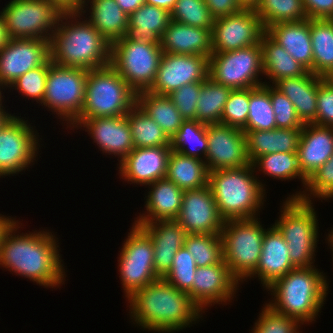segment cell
<instances>
[{"label": "cell", "mask_w": 333, "mask_h": 333, "mask_svg": "<svg viewBox=\"0 0 333 333\" xmlns=\"http://www.w3.org/2000/svg\"><path fill=\"white\" fill-rule=\"evenodd\" d=\"M20 224L19 220H15L3 235L0 266L44 288H59L65 281L66 272L58 249V238L49 230L17 234Z\"/></svg>", "instance_id": "obj_1"}, {"label": "cell", "mask_w": 333, "mask_h": 333, "mask_svg": "<svg viewBox=\"0 0 333 333\" xmlns=\"http://www.w3.org/2000/svg\"><path fill=\"white\" fill-rule=\"evenodd\" d=\"M127 301L131 322L145 331L174 333L192 326L203 315L188 292L179 291L164 278L134 292Z\"/></svg>", "instance_id": "obj_2"}, {"label": "cell", "mask_w": 333, "mask_h": 333, "mask_svg": "<svg viewBox=\"0 0 333 333\" xmlns=\"http://www.w3.org/2000/svg\"><path fill=\"white\" fill-rule=\"evenodd\" d=\"M82 16L80 11L61 16L50 39L51 62L86 70L105 67L110 64L111 45Z\"/></svg>", "instance_id": "obj_3"}, {"label": "cell", "mask_w": 333, "mask_h": 333, "mask_svg": "<svg viewBox=\"0 0 333 333\" xmlns=\"http://www.w3.org/2000/svg\"><path fill=\"white\" fill-rule=\"evenodd\" d=\"M328 284L315 266L294 268L267 288L274 300L266 304L305 325L316 321L328 295Z\"/></svg>", "instance_id": "obj_4"}, {"label": "cell", "mask_w": 333, "mask_h": 333, "mask_svg": "<svg viewBox=\"0 0 333 333\" xmlns=\"http://www.w3.org/2000/svg\"><path fill=\"white\" fill-rule=\"evenodd\" d=\"M255 172L252 164L209 172L208 185L224 221L258 217L266 190Z\"/></svg>", "instance_id": "obj_5"}, {"label": "cell", "mask_w": 333, "mask_h": 333, "mask_svg": "<svg viewBox=\"0 0 333 333\" xmlns=\"http://www.w3.org/2000/svg\"><path fill=\"white\" fill-rule=\"evenodd\" d=\"M137 104V93L109 64L88 70L83 108L80 116L70 125L83 119L124 116Z\"/></svg>", "instance_id": "obj_6"}, {"label": "cell", "mask_w": 333, "mask_h": 333, "mask_svg": "<svg viewBox=\"0 0 333 333\" xmlns=\"http://www.w3.org/2000/svg\"><path fill=\"white\" fill-rule=\"evenodd\" d=\"M312 202L287 198L273 224L287 242L289 257L295 268L315 266L318 220Z\"/></svg>", "instance_id": "obj_7"}, {"label": "cell", "mask_w": 333, "mask_h": 333, "mask_svg": "<svg viewBox=\"0 0 333 333\" xmlns=\"http://www.w3.org/2000/svg\"><path fill=\"white\" fill-rule=\"evenodd\" d=\"M258 219L224 221L221 231L224 263L241 284L256 270L262 251L267 229Z\"/></svg>", "instance_id": "obj_8"}, {"label": "cell", "mask_w": 333, "mask_h": 333, "mask_svg": "<svg viewBox=\"0 0 333 333\" xmlns=\"http://www.w3.org/2000/svg\"><path fill=\"white\" fill-rule=\"evenodd\" d=\"M162 54L160 43L134 42L124 36L111 44L110 65L140 93L154 83Z\"/></svg>", "instance_id": "obj_9"}, {"label": "cell", "mask_w": 333, "mask_h": 333, "mask_svg": "<svg viewBox=\"0 0 333 333\" xmlns=\"http://www.w3.org/2000/svg\"><path fill=\"white\" fill-rule=\"evenodd\" d=\"M0 12L11 39L48 41L64 14L48 0H11Z\"/></svg>", "instance_id": "obj_10"}, {"label": "cell", "mask_w": 333, "mask_h": 333, "mask_svg": "<svg viewBox=\"0 0 333 333\" xmlns=\"http://www.w3.org/2000/svg\"><path fill=\"white\" fill-rule=\"evenodd\" d=\"M88 70L51 62L41 105L71 125L81 113ZM69 123V124H68Z\"/></svg>", "instance_id": "obj_11"}, {"label": "cell", "mask_w": 333, "mask_h": 333, "mask_svg": "<svg viewBox=\"0 0 333 333\" xmlns=\"http://www.w3.org/2000/svg\"><path fill=\"white\" fill-rule=\"evenodd\" d=\"M260 75L263 77L260 42L234 51L212 53L209 58L208 77L232 90L263 86Z\"/></svg>", "instance_id": "obj_12"}, {"label": "cell", "mask_w": 333, "mask_h": 333, "mask_svg": "<svg viewBox=\"0 0 333 333\" xmlns=\"http://www.w3.org/2000/svg\"><path fill=\"white\" fill-rule=\"evenodd\" d=\"M129 230L118 257L119 277L126 298L159 278L154 269L150 236L134 223Z\"/></svg>", "instance_id": "obj_13"}, {"label": "cell", "mask_w": 333, "mask_h": 333, "mask_svg": "<svg viewBox=\"0 0 333 333\" xmlns=\"http://www.w3.org/2000/svg\"><path fill=\"white\" fill-rule=\"evenodd\" d=\"M27 121L13 114L0 128V177L26 171L37 161L39 133Z\"/></svg>", "instance_id": "obj_14"}, {"label": "cell", "mask_w": 333, "mask_h": 333, "mask_svg": "<svg viewBox=\"0 0 333 333\" xmlns=\"http://www.w3.org/2000/svg\"><path fill=\"white\" fill-rule=\"evenodd\" d=\"M266 32L252 9L214 19L212 53H223L258 44Z\"/></svg>", "instance_id": "obj_15"}, {"label": "cell", "mask_w": 333, "mask_h": 333, "mask_svg": "<svg viewBox=\"0 0 333 333\" xmlns=\"http://www.w3.org/2000/svg\"><path fill=\"white\" fill-rule=\"evenodd\" d=\"M208 72L209 58L204 55L163 53L154 83L148 91L169 95L185 84L204 82Z\"/></svg>", "instance_id": "obj_16"}, {"label": "cell", "mask_w": 333, "mask_h": 333, "mask_svg": "<svg viewBox=\"0 0 333 333\" xmlns=\"http://www.w3.org/2000/svg\"><path fill=\"white\" fill-rule=\"evenodd\" d=\"M206 134L208 151L205 164L209 172L251 164L242 129L220 123L208 124Z\"/></svg>", "instance_id": "obj_17"}, {"label": "cell", "mask_w": 333, "mask_h": 333, "mask_svg": "<svg viewBox=\"0 0 333 333\" xmlns=\"http://www.w3.org/2000/svg\"><path fill=\"white\" fill-rule=\"evenodd\" d=\"M50 59V41L14 38L0 50V84L8 87L21 75Z\"/></svg>", "instance_id": "obj_18"}, {"label": "cell", "mask_w": 333, "mask_h": 333, "mask_svg": "<svg viewBox=\"0 0 333 333\" xmlns=\"http://www.w3.org/2000/svg\"><path fill=\"white\" fill-rule=\"evenodd\" d=\"M239 284L223 260L219 264L197 267L192 289L188 293L204 313L212 305L232 302Z\"/></svg>", "instance_id": "obj_19"}, {"label": "cell", "mask_w": 333, "mask_h": 333, "mask_svg": "<svg viewBox=\"0 0 333 333\" xmlns=\"http://www.w3.org/2000/svg\"><path fill=\"white\" fill-rule=\"evenodd\" d=\"M176 221L187 234H221L224 220L209 185L184 191Z\"/></svg>", "instance_id": "obj_20"}, {"label": "cell", "mask_w": 333, "mask_h": 333, "mask_svg": "<svg viewBox=\"0 0 333 333\" xmlns=\"http://www.w3.org/2000/svg\"><path fill=\"white\" fill-rule=\"evenodd\" d=\"M79 127V128H78ZM83 127L102 153L114 155L121 162L133 149L134 143L127 114L116 117L83 119L77 129Z\"/></svg>", "instance_id": "obj_21"}, {"label": "cell", "mask_w": 333, "mask_h": 333, "mask_svg": "<svg viewBox=\"0 0 333 333\" xmlns=\"http://www.w3.org/2000/svg\"><path fill=\"white\" fill-rule=\"evenodd\" d=\"M171 147L134 148L121 162L119 175L130 184L147 186L165 178Z\"/></svg>", "instance_id": "obj_22"}, {"label": "cell", "mask_w": 333, "mask_h": 333, "mask_svg": "<svg viewBox=\"0 0 333 333\" xmlns=\"http://www.w3.org/2000/svg\"><path fill=\"white\" fill-rule=\"evenodd\" d=\"M139 225L153 242L154 269L159 278L171 270L174 256L184 246L187 233L176 220L155 221Z\"/></svg>", "instance_id": "obj_23"}, {"label": "cell", "mask_w": 333, "mask_h": 333, "mask_svg": "<svg viewBox=\"0 0 333 333\" xmlns=\"http://www.w3.org/2000/svg\"><path fill=\"white\" fill-rule=\"evenodd\" d=\"M294 268L289 257L287 242L278 229L272 225L267 228L263 236L262 251L257 268L247 279L258 276L266 290Z\"/></svg>", "instance_id": "obj_24"}, {"label": "cell", "mask_w": 333, "mask_h": 333, "mask_svg": "<svg viewBox=\"0 0 333 333\" xmlns=\"http://www.w3.org/2000/svg\"><path fill=\"white\" fill-rule=\"evenodd\" d=\"M333 155V127L313 123L303 125L298 148V163L308 179Z\"/></svg>", "instance_id": "obj_25"}, {"label": "cell", "mask_w": 333, "mask_h": 333, "mask_svg": "<svg viewBox=\"0 0 333 333\" xmlns=\"http://www.w3.org/2000/svg\"><path fill=\"white\" fill-rule=\"evenodd\" d=\"M148 189L150 191L145 196L146 211L135 218L137 220L133 223L176 220L180 213L184 190L166 178L149 184Z\"/></svg>", "instance_id": "obj_26"}, {"label": "cell", "mask_w": 333, "mask_h": 333, "mask_svg": "<svg viewBox=\"0 0 333 333\" xmlns=\"http://www.w3.org/2000/svg\"><path fill=\"white\" fill-rule=\"evenodd\" d=\"M163 53L183 55L212 54V29H203L171 20L160 38Z\"/></svg>", "instance_id": "obj_27"}, {"label": "cell", "mask_w": 333, "mask_h": 333, "mask_svg": "<svg viewBox=\"0 0 333 333\" xmlns=\"http://www.w3.org/2000/svg\"><path fill=\"white\" fill-rule=\"evenodd\" d=\"M266 33L296 61L313 73V50L309 18L299 22L273 24L266 29Z\"/></svg>", "instance_id": "obj_28"}, {"label": "cell", "mask_w": 333, "mask_h": 333, "mask_svg": "<svg viewBox=\"0 0 333 333\" xmlns=\"http://www.w3.org/2000/svg\"><path fill=\"white\" fill-rule=\"evenodd\" d=\"M319 77L308 71L303 76L279 79L273 84L293 103L296 114L303 124L316 121Z\"/></svg>", "instance_id": "obj_29"}, {"label": "cell", "mask_w": 333, "mask_h": 333, "mask_svg": "<svg viewBox=\"0 0 333 333\" xmlns=\"http://www.w3.org/2000/svg\"><path fill=\"white\" fill-rule=\"evenodd\" d=\"M89 2L91 6H88ZM87 6L90 7V16L85 19H88L110 45L125 36L129 15L121 9L115 0H83V6L80 10L83 15L88 12L85 9Z\"/></svg>", "instance_id": "obj_30"}, {"label": "cell", "mask_w": 333, "mask_h": 333, "mask_svg": "<svg viewBox=\"0 0 333 333\" xmlns=\"http://www.w3.org/2000/svg\"><path fill=\"white\" fill-rule=\"evenodd\" d=\"M302 128H275L267 131H243L247 154L252 164L258 157L272 153H297Z\"/></svg>", "instance_id": "obj_31"}, {"label": "cell", "mask_w": 333, "mask_h": 333, "mask_svg": "<svg viewBox=\"0 0 333 333\" xmlns=\"http://www.w3.org/2000/svg\"><path fill=\"white\" fill-rule=\"evenodd\" d=\"M170 22V12L144 3L129 15L125 37L134 42L160 43Z\"/></svg>", "instance_id": "obj_32"}, {"label": "cell", "mask_w": 333, "mask_h": 333, "mask_svg": "<svg viewBox=\"0 0 333 333\" xmlns=\"http://www.w3.org/2000/svg\"><path fill=\"white\" fill-rule=\"evenodd\" d=\"M260 45L263 74L266 79H270L272 85L279 79L300 77L309 71L266 32L261 37Z\"/></svg>", "instance_id": "obj_33"}, {"label": "cell", "mask_w": 333, "mask_h": 333, "mask_svg": "<svg viewBox=\"0 0 333 333\" xmlns=\"http://www.w3.org/2000/svg\"><path fill=\"white\" fill-rule=\"evenodd\" d=\"M209 171L204 160L171 150L165 178L182 190L199 189L208 185Z\"/></svg>", "instance_id": "obj_34"}, {"label": "cell", "mask_w": 333, "mask_h": 333, "mask_svg": "<svg viewBox=\"0 0 333 333\" xmlns=\"http://www.w3.org/2000/svg\"><path fill=\"white\" fill-rule=\"evenodd\" d=\"M313 74L333 78V19H310Z\"/></svg>", "instance_id": "obj_35"}, {"label": "cell", "mask_w": 333, "mask_h": 333, "mask_svg": "<svg viewBox=\"0 0 333 333\" xmlns=\"http://www.w3.org/2000/svg\"><path fill=\"white\" fill-rule=\"evenodd\" d=\"M137 104L146 112L172 140L184 119L168 95L149 91L137 93Z\"/></svg>", "instance_id": "obj_36"}, {"label": "cell", "mask_w": 333, "mask_h": 333, "mask_svg": "<svg viewBox=\"0 0 333 333\" xmlns=\"http://www.w3.org/2000/svg\"><path fill=\"white\" fill-rule=\"evenodd\" d=\"M134 148L171 147L162 128L136 104L127 114Z\"/></svg>", "instance_id": "obj_37"}, {"label": "cell", "mask_w": 333, "mask_h": 333, "mask_svg": "<svg viewBox=\"0 0 333 333\" xmlns=\"http://www.w3.org/2000/svg\"><path fill=\"white\" fill-rule=\"evenodd\" d=\"M232 89L208 77L202 82L197 100L196 120L204 124H221L225 103Z\"/></svg>", "instance_id": "obj_38"}, {"label": "cell", "mask_w": 333, "mask_h": 333, "mask_svg": "<svg viewBox=\"0 0 333 333\" xmlns=\"http://www.w3.org/2000/svg\"><path fill=\"white\" fill-rule=\"evenodd\" d=\"M206 128L207 124L197 120H184L171 140L172 150L205 161L208 151Z\"/></svg>", "instance_id": "obj_39"}, {"label": "cell", "mask_w": 333, "mask_h": 333, "mask_svg": "<svg viewBox=\"0 0 333 333\" xmlns=\"http://www.w3.org/2000/svg\"><path fill=\"white\" fill-rule=\"evenodd\" d=\"M276 128L275 114L269 94V83L250 88L249 114L243 131H267Z\"/></svg>", "instance_id": "obj_40"}, {"label": "cell", "mask_w": 333, "mask_h": 333, "mask_svg": "<svg viewBox=\"0 0 333 333\" xmlns=\"http://www.w3.org/2000/svg\"><path fill=\"white\" fill-rule=\"evenodd\" d=\"M252 165L255 170L257 168L265 175L274 177V179L286 181L298 178L301 180L303 188H306L308 179L300 170L297 153L278 152L265 154L258 157Z\"/></svg>", "instance_id": "obj_41"}, {"label": "cell", "mask_w": 333, "mask_h": 333, "mask_svg": "<svg viewBox=\"0 0 333 333\" xmlns=\"http://www.w3.org/2000/svg\"><path fill=\"white\" fill-rule=\"evenodd\" d=\"M265 30L280 22H299L307 19L303 0H261L254 10Z\"/></svg>", "instance_id": "obj_42"}, {"label": "cell", "mask_w": 333, "mask_h": 333, "mask_svg": "<svg viewBox=\"0 0 333 333\" xmlns=\"http://www.w3.org/2000/svg\"><path fill=\"white\" fill-rule=\"evenodd\" d=\"M184 246L193 256L197 267L223 261L221 234H187Z\"/></svg>", "instance_id": "obj_43"}, {"label": "cell", "mask_w": 333, "mask_h": 333, "mask_svg": "<svg viewBox=\"0 0 333 333\" xmlns=\"http://www.w3.org/2000/svg\"><path fill=\"white\" fill-rule=\"evenodd\" d=\"M171 20L193 27L212 29L214 18L204 0H177Z\"/></svg>", "instance_id": "obj_44"}, {"label": "cell", "mask_w": 333, "mask_h": 333, "mask_svg": "<svg viewBox=\"0 0 333 333\" xmlns=\"http://www.w3.org/2000/svg\"><path fill=\"white\" fill-rule=\"evenodd\" d=\"M305 190L296 191L287 198H299L302 201L312 202V198L319 200L333 199V155L307 180ZM310 192V193H309ZM313 196V197H312Z\"/></svg>", "instance_id": "obj_45"}, {"label": "cell", "mask_w": 333, "mask_h": 333, "mask_svg": "<svg viewBox=\"0 0 333 333\" xmlns=\"http://www.w3.org/2000/svg\"><path fill=\"white\" fill-rule=\"evenodd\" d=\"M196 263L185 246L181 247L174 256L171 270L164 277L172 286L179 291L189 292L192 289L196 272Z\"/></svg>", "instance_id": "obj_46"}, {"label": "cell", "mask_w": 333, "mask_h": 333, "mask_svg": "<svg viewBox=\"0 0 333 333\" xmlns=\"http://www.w3.org/2000/svg\"><path fill=\"white\" fill-rule=\"evenodd\" d=\"M49 67L50 59L44 65L31 69L19 76L8 89L18 90L22 96L30 100H36L37 103L41 104L44 99Z\"/></svg>", "instance_id": "obj_47"}, {"label": "cell", "mask_w": 333, "mask_h": 333, "mask_svg": "<svg viewBox=\"0 0 333 333\" xmlns=\"http://www.w3.org/2000/svg\"><path fill=\"white\" fill-rule=\"evenodd\" d=\"M250 88L232 90L225 103L221 124L244 129L249 114Z\"/></svg>", "instance_id": "obj_48"}, {"label": "cell", "mask_w": 333, "mask_h": 333, "mask_svg": "<svg viewBox=\"0 0 333 333\" xmlns=\"http://www.w3.org/2000/svg\"><path fill=\"white\" fill-rule=\"evenodd\" d=\"M251 333H300L301 323L296 319L277 313L265 304Z\"/></svg>", "instance_id": "obj_49"}, {"label": "cell", "mask_w": 333, "mask_h": 333, "mask_svg": "<svg viewBox=\"0 0 333 333\" xmlns=\"http://www.w3.org/2000/svg\"><path fill=\"white\" fill-rule=\"evenodd\" d=\"M269 94L275 114L276 128L295 129L303 128V123L298 118L293 103L288 97L269 84Z\"/></svg>", "instance_id": "obj_50"}, {"label": "cell", "mask_w": 333, "mask_h": 333, "mask_svg": "<svg viewBox=\"0 0 333 333\" xmlns=\"http://www.w3.org/2000/svg\"><path fill=\"white\" fill-rule=\"evenodd\" d=\"M202 89V82L181 86L168 96L184 120H196L197 100Z\"/></svg>", "instance_id": "obj_51"}, {"label": "cell", "mask_w": 333, "mask_h": 333, "mask_svg": "<svg viewBox=\"0 0 333 333\" xmlns=\"http://www.w3.org/2000/svg\"><path fill=\"white\" fill-rule=\"evenodd\" d=\"M316 104L317 115L313 124L333 127V78L319 77Z\"/></svg>", "instance_id": "obj_52"}, {"label": "cell", "mask_w": 333, "mask_h": 333, "mask_svg": "<svg viewBox=\"0 0 333 333\" xmlns=\"http://www.w3.org/2000/svg\"><path fill=\"white\" fill-rule=\"evenodd\" d=\"M309 19H333V0H303Z\"/></svg>", "instance_id": "obj_53"}, {"label": "cell", "mask_w": 333, "mask_h": 333, "mask_svg": "<svg viewBox=\"0 0 333 333\" xmlns=\"http://www.w3.org/2000/svg\"><path fill=\"white\" fill-rule=\"evenodd\" d=\"M211 16L216 19L242 10L237 0H204Z\"/></svg>", "instance_id": "obj_54"}, {"label": "cell", "mask_w": 333, "mask_h": 333, "mask_svg": "<svg viewBox=\"0 0 333 333\" xmlns=\"http://www.w3.org/2000/svg\"><path fill=\"white\" fill-rule=\"evenodd\" d=\"M56 4L63 12L80 11L83 6V0H48Z\"/></svg>", "instance_id": "obj_55"}, {"label": "cell", "mask_w": 333, "mask_h": 333, "mask_svg": "<svg viewBox=\"0 0 333 333\" xmlns=\"http://www.w3.org/2000/svg\"><path fill=\"white\" fill-rule=\"evenodd\" d=\"M115 1L127 15H130L136 9H138L142 4L145 3V0H115Z\"/></svg>", "instance_id": "obj_56"}, {"label": "cell", "mask_w": 333, "mask_h": 333, "mask_svg": "<svg viewBox=\"0 0 333 333\" xmlns=\"http://www.w3.org/2000/svg\"><path fill=\"white\" fill-rule=\"evenodd\" d=\"M177 0H145V4L157 6L163 8L168 12H171L175 6Z\"/></svg>", "instance_id": "obj_57"}, {"label": "cell", "mask_w": 333, "mask_h": 333, "mask_svg": "<svg viewBox=\"0 0 333 333\" xmlns=\"http://www.w3.org/2000/svg\"><path fill=\"white\" fill-rule=\"evenodd\" d=\"M7 28L5 26L2 14L0 12V50L10 41Z\"/></svg>", "instance_id": "obj_58"}, {"label": "cell", "mask_w": 333, "mask_h": 333, "mask_svg": "<svg viewBox=\"0 0 333 333\" xmlns=\"http://www.w3.org/2000/svg\"><path fill=\"white\" fill-rule=\"evenodd\" d=\"M10 217V218H9ZM4 216L0 214V243L3 238L5 231L10 227V225L16 220V218L12 219L11 216Z\"/></svg>", "instance_id": "obj_59"}, {"label": "cell", "mask_w": 333, "mask_h": 333, "mask_svg": "<svg viewBox=\"0 0 333 333\" xmlns=\"http://www.w3.org/2000/svg\"><path fill=\"white\" fill-rule=\"evenodd\" d=\"M242 9L255 10L260 4L261 0H237Z\"/></svg>", "instance_id": "obj_60"}, {"label": "cell", "mask_w": 333, "mask_h": 333, "mask_svg": "<svg viewBox=\"0 0 333 333\" xmlns=\"http://www.w3.org/2000/svg\"><path fill=\"white\" fill-rule=\"evenodd\" d=\"M12 115L8 113V111L4 109H0V128L4 125V123L11 117Z\"/></svg>", "instance_id": "obj_61"}, {"label": "cell", "mask_w": 333, "mask_h": 333, "mask_svg": "<svg viewBox=\"0 0 333 333\" xmlns=\"http://www.w3.org/2000/svg\"><path fill=\"white\" fill-rule=\"evenodd\" d=\"M326 236H327L326 238L328 239L327 240L328 244L330 245V249H332V252H333V229H331V232L329 231L328 235H326Z\"/></svg>", "instance_id": "obj_62"}, {"label": "cell", "mask_w": 333, "mask_h": 333, "mask_svg": "<svg viewBox=\"0 0 333 333\" xmlns=\"http://www.w3.org/2000/svg\"><path fill=\"white\" fill-rule=\"evenodd\" d=\"M4 88H5V87H4L2 84H0V109L5 108L4 106H2V104H3V101H2V100H4V99L2 98V97H3V96H2L3 93H2V91H1V89H2V90H5Z\"/></svg>", "instance_id": "obj_63"}]
</instances>
